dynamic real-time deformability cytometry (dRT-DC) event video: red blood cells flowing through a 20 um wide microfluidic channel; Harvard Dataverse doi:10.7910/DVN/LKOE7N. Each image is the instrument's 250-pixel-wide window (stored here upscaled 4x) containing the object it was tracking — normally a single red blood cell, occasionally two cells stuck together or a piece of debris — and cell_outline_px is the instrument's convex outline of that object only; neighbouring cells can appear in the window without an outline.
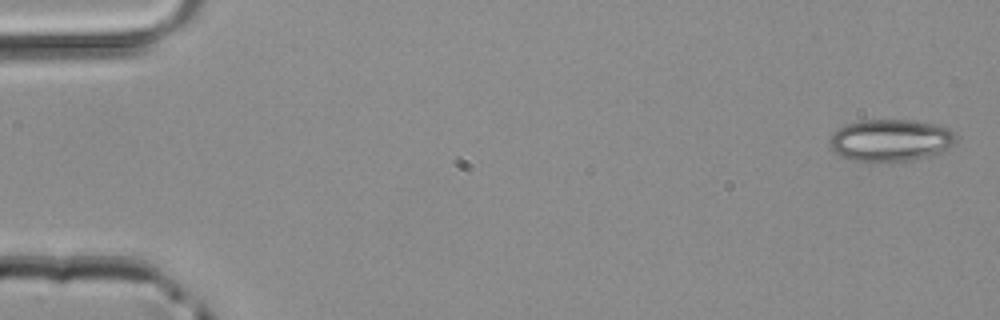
{"species": "common noctule bat (a hibernating species)", "species_latin": "Nyctalus noctula", "temperature_condition": "room temperature", "stored_images_in_passage": 5, "camera_frame_rate_fps": 3000, "um_per_image_px": 0.085, "animal": {"sex": "male", "body_mass_g": 20.4}, "frame": {"image": 1, "passage_image": 1, "time_ms": 0.0, "image_size_px": [1000, 320], "cell_outline_px": [[956, 140], [948, 148], [940, 152], [928, 156], [904, 160], [852, 160], [840, 156], [832, 148], [828, 140], [832, 132], [848, 124], [860, 120], [912, 120], [936, 124], [948, 128], [956, 136]], "centroid_in_image_um": [75.68, 11.89], "position_along_channel_um": 9.3, "area_um2": 30.4}}